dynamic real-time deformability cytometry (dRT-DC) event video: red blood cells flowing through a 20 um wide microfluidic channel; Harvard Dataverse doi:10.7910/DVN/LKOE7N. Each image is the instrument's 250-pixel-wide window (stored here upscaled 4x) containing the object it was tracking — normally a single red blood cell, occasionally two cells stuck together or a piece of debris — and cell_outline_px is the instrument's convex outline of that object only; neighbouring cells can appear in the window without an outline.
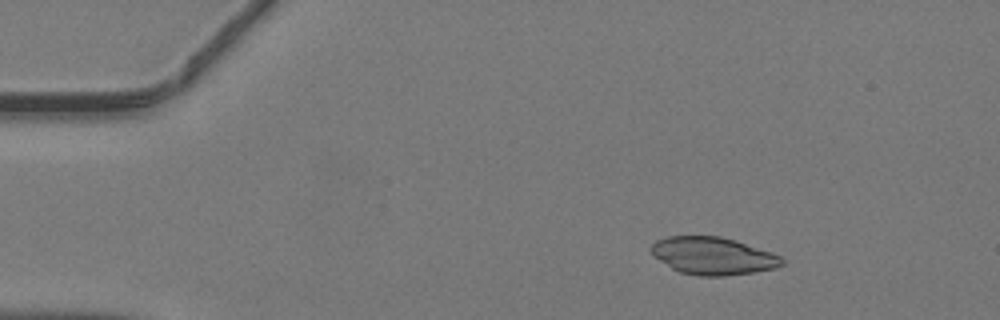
{"species": "common noctule bat (a hibernating species)", "species_latin": "Nyctalus noctula", "temperature_condition": "warm", "stored_images_in_passage": 43, "camera_frame_rate_fps": 3000, "um_per_image_px": 0.085, "animal": {"sex": "male", "body_mass_g": 19.2, "forearm_length_mm": 51.8}, "frame": {"image": 1, "passage_image": 3, "time_ms": 0.667, "image_size_px": [1000, 320], "cell_outline_px": [[784, 264], [776, 268], [756, 272], [724, 276], [700, 276], [680, 272], [672, 268], [652, 256], [648, 248], [656, 240], [668, 236], [720, 236], [736, 240], [772, 252], [780, 256], [784, 260]], "centroid_in_image_um": [60.59, 21.75], "position_along_channel_um": 24.4, "area_um2": 28.9}}
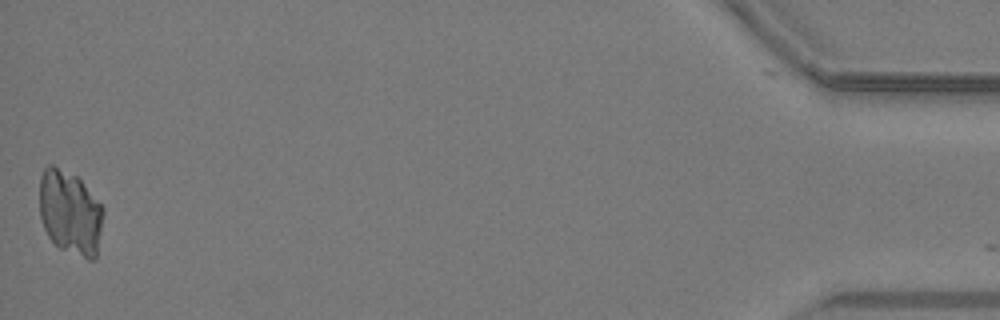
{"frame": {"image": 2, "passage_image": 42, "time_ms": 13.667, "image_size_px": [1000, 320], "cell_outline_px": [[104, 212], [96, 260], [88, 260], [60, 248], [48, 236], [44, 228], [40, 216], [40, 176], [44, 168], [48, 164], [52, 164], [76, 176], [80, 180], [104, 208]], "centroid_in_image_um": [5.96, 18.08], "position_along_channel_um": 429.2, "area_um2": 31.39}}